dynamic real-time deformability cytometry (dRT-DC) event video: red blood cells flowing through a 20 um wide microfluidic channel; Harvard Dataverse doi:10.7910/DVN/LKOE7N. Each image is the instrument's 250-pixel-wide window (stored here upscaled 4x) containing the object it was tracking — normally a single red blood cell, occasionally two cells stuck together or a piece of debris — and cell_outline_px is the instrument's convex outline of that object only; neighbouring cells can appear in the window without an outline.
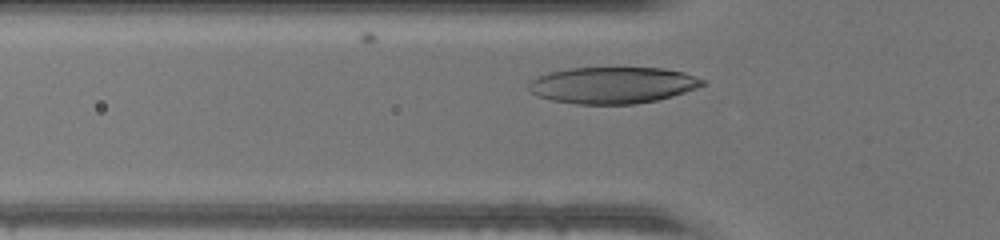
{"species": "human", "species_latin": "Homo sapiens", "temperature_condition": "warm", "stored_images_in_passage": 27, "camera_frame_rate_fps": 3000, "um_per_image_px": 0.085, "donor": {"sex": "male"}, "frame": {"image": 1, "passage_image": 5, "time_ms": 1.333, "image_size_px": [1000, 240], "cell_outline_px": [[704, 84], [696, 88], [672, 96], [656, 100], [636, 104], [576, 104], [552, 100], [536, 96], [528, 88], [528, 84], [536, 76], [548, 72], [568, 68], [660, 68], [684, 72], [704, 80]], "centroid_in_image_um": [52.03, 7.24], "position_along_channel_um": 73.8, "area_um2": 36.93}}
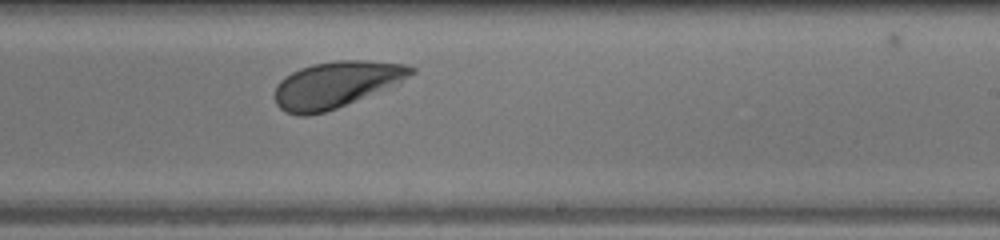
{"frame": {"image": 2, "passage_image": 18, "time_ms": 5.667, "image_size_px": [1000, 240], "cell_outline_px": [[416, 72], [400, 84], [336, 108], [324, 112], [308, 116], [300, 116], [284, 112], [276, 104], [276, 84], [284, 76], [300, 68], [312, 64], [336, 60], [364, 60], [404, 64], [416, 68]], "centroid_in_image_um": [28.6, 7.18], "position_along_channel_um": 260.4, "area_um2": 37.05}}
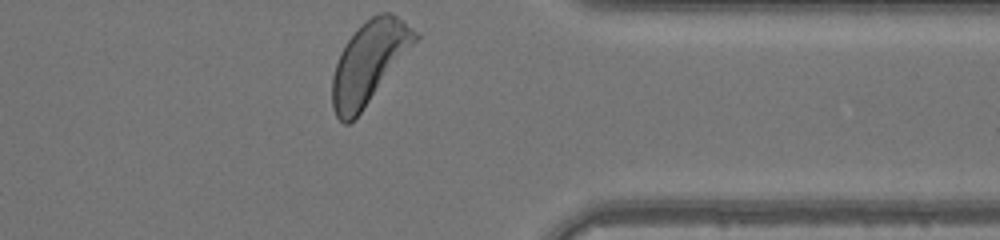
{"frame": {"image": 3, "passage_image": 27, "time_ms": 8.667, "image_size_px": [1000, 240], "cell_outline_px": [[420, 36], [360, 112], [348, 124], [344, 124], [336, 116], [332, 108], [332, 76], [340, 52], [348, 40], [372, 16], [380, 12], [392, 12], [404, 20]], "centroid_in_image_um": [31.35, 5.3], "position_along_channel_um": 380.0, "area_um2": 38.38}}